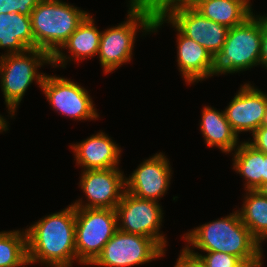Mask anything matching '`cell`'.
<instances>
[{
  "label": "cell",
  "instance_id": "9a60e30c",
  "mask_svg": "<svg viewBox=\"0 0 267 267\" xmlns=\"http://www.w3.org/2000/svg\"><path fill=\"white\" fill-rule=\"evenodd\" d=\"M266 108L267 94L245 83L241 85L224 113L237 135L246 131L253 134L260 127Z\"/></svg>",
  "mask_w": 267,
  "mask_h": 267
},
{
  "label": "cell",
  "instance_id": "d6986e66",
  "mask_svg": "<svg viewBox=\"0 0 267 267\" xmlns=\"http://www.w3.org/2000/svg\"><path fill=\"white\" fill-rule=\"evenodd\" d=\"M250 0H188L204 17L232 28L242 24L253 13Z\"/></svg>",
  "mask_w": 267,
  "mask_h": 267
},
{
  "label": "cell",
  "instance_id": "4fadbf2b",
  "mask_svg": "<svg viewBox=\"0 0 267 267\" xmlns=\"http://www.w3.org/2000/svg\"><path fill=\"white\" fill-rule=\"evenodd\" d=\"M164 22L170 23L177 31V63L185 82L198 83L214 76L212 54L193 39L183 35L159 10H156L154 15L153 32H157Z\"/></svg>",
  "mask_w": 267,
  "mask_h": 267
},
{
  "label": "cell",
  "instance_id": "5bb4252c",
  "mask_svg": "<svg viewBox=\"0 0 267 267\" xmlns=\"http://www.w3.org/2000/svg\"><path fill=\"white\" fill-rule=\"evenodd\" d=\"M169 165L168 158L161 152L144 160L129 178H125L126 191L135 197L159 202L171 181Z\"/></svg>",
  "mask_w": 267,
  "mask_h": 267
},
{
  "label": "cell",
  "instance_id": "4316f807",
  "mask_svg": "<svg viewBox=\"0 0 267 267\" xmlns=\"http://www.w3.org/2000/svg\"><path fill=\"white\" fill-rule=\"evenodd\" d=\"M252 135L253 139L248 142L257 150L267 154V127H259Z\"/></svg>",
  "mask_w": 267,
  "mask_h": 267
},
{
  "label": "cell",
  "instance_id": "8992f818",
  "mask_svg": "<svg viewBox=\"0 0 267 267\" xmlns=\"http://www.w3.org/2000/svg\"><path fill=\"white\" fill-rule=\"evenodd\" d=\"M260 53L261 24L252 14L242 24L229 28L221 51L214 58V74L247 71L260 65Z\"/></svg>",
  "mask_w": 267,
  "mask_h": 267
},
{
  "label": "cell",
  "instance_id": "6da1fadb",
  "mask_svg": "<svg viewBox=\"0 0 267 267\" xmlns=\"http://www.w3.org/2000/svg\"><path fill=\"white\" fill-rule=\"evenodd\" d=\"M28 263L46 266L72 267L77 261L75 249V207L71 204L64 210L49 214L28 229Z\"/></svg>",
  "mask_w": 267,
  "mask_h": 267
},
{
  "label": "cell",
  "instance_id": "7402d4cb",
  "mask_svg": "<svg viewBox=\"0 0 267 267\" xmlns=\"http://www.w3.org/2000/svg\"><path fill=\"white\" fill-rule=\"evenodd\" d=\"M241 210V221L253 237L262 244L267 238V197L257 190H247Z\"/></svg>",
  "mask_w": 267,
  "mask_h": 267
},
{
  "label": "cell",
  "instance_id": "7a4b0ae2",
  "mask_svg": "<svg viewBox=\"0 0 267 267\" xmlns=\"http://www.w3.org/2000/svg\"><path fill=\"white\" fill-rule=\"evenodd\" d=\"M183 237L188 243L183 249L195 247L202 251L224 252L241 261L256 258L263 251L261 244L241 221L238 210L196 227Z\"/></svg>",
  "mask_w": 267,
  "mask_h": 267
},
{
  "label": "cell",
  "instance_id": "30bf717a",
  "mask_svg": "<svg viewBox=\"0 0 267 267\" xmlns=\"http://www.w3.org/2000/svg\"><path fill=\"white\" fill-rule=\"evenodd\" d=\"M158 201L141 199L124 192L116 206L118 229L153 239L163 250L167 240L160 232L163 210Z\"/></svg>",
  "mask_w": 267,
  "mask_h": 267
},
{
  "label": "cell",
  "instance_id": "4dcf8cb0",
  "mask_svg": "<svg viewBox=\"0 0 267 267\" xmlns=\"http://www.w3.org/2000/svg\"><path fill=\"white\" fill-rule=\"evenodd\" d=\"M7 123L6 118L4 119V117L0 114V132L9 130Z\"/></svg>",
  "mask_w": 267,
  "mask_h": 267
},
{
  "label": "cell",
  "instance_id": "3957f363",
  "mask_svg": "<svg viewBox=\"0 0 267 267\" xmlns=\"http://www.w3.org/2000/svg\"><path fill=\"white\" fill-rule=\"evenodd\" d=\"M130 8L127 21L117 27L101 31L98 57L104 73L108 74L132 60L133 48L138 29L145 34L153 33V20L156 9L139 0L128 1Z\"/></svg>",
  "mask_w": 267,
  "mask_h": 267
},
{
  "label": "cell",
  "instance_id": "484cf974",
  "mask_svg": "<svg viewBox=\"0 0 267 267\" xmlns=\"http://www.w3.org/2000/svg\"><path fill=\"white\" fill-rule=\"evenodd\" d=\"M261 24V53L260 64L267 69V16L256 15Z\"/></svg>",
  "mask_w": 267,
  "mask_h": 267
},
{
  "label": "cell",
  "instance_id": "83f0119b",
  "mask_svg": "<svg viewBox=\"0 0 267 267\" xmlns=\"http://www.w3.org/2000/svg\"><path fill=\"white\" fill-rule=\"evenodd\" d=\"M180 252L181 253L174 267H204L197 257L190 255L184 249Z\"/></svg>",
  "mask_w": 267,
  "mask_h": 267
},
{
  "label": "cell",
  "instance_id": "2e32d148",
  "mask_svg": "<svg viewBox=\"0 0 267 267\" xmlns=\"http://www.w3.org/2000/svg\"><path fill=\"white\" fill-rule=\"evenodd\" d=\"M77 165L82 170L119 168L121 148L104 132L91 135L87 139L70 146Z\"/></svg>",
  "mask_w": 267,
  "mask_h": 267
},
{
  "label": "cell",
  "instance_id": "f1b7e54d",
  "mask_svg": "<svg viewBox=\"0 0 267 267\" xmlns=\"http://www.w3.org/2000/svg\"><path fill=\"white\" fill-rule=\"evenodd\" d=\"M263 252H261L256 258H251L248 260H243L239 262L235 267H262V257H263Z\"/></svg>",
  "mask_w": 267,
  "mask_h": 267
},
{
  "label": "cell",
  "instance_id": "d4e9b609",
  "mask_svg": "<svg viewBox=\"0 0 267 267\" xmlns=\"http://www.w3.org/2000/svg\"><path fill=\"white\" fill-rule=\"evenodd\" d=\"M40 0H0V13H20L31 16Z\"/></svg>",
  "mask_w": 267,
  "mask_h": 267
},
{
  "label": "cell",
  "instance_id": "f546056e",
  "mask_svg": "<svg viewBox=\"0 0 267 267\" xmlns=\"http://www.w3.org/2000/svg\"><path fill=\"white\" fill-rule=\"evenodd\" d=\"M141 3L149 5L150 7L158 10L160 9L165 3H171L175 1H184V0H139Z\"/></svg>",
  "mask_w": 267,
  "mask_h": 267
},
{
  "label": "cell",
  "instance_id": "cb8c5ba5",
  "mask_svg": "<svg viewBox=\"0 0 267 267\" xmlns=\"http://www.w3.org/2000/svg\"><path fill=\"white\" fill-rule=\"evenodd\" d=\"M184 250L190 255L197 257L204 267H235L241 262L238 257L224 252L203 251L207 254L202 255L192 249Z\"/></svg>",
  "mask_w": 267,
  "mask_h": 267
},
{
  "label": "cell",
  "instance_id": "e0dca14e",
  "mask_svg": "<svg viewBox=\"0 0 267 267\" xmlns=\"http://www.w3.org/2000/svg\"><path fill=\"white\" fill-rule=\"evenodd\" d=\"M100 37L101 32L97 29L93 17L89 14L61 47V49H67L71 55L67 57L61 52L63 50L59 49L52 56L51 65L64 68L66 62L71 61V59L75 61L96 56L99 52Z\"/></svg>",
  "mask_w": 267,
  "mask_h": 267
},
{
  "label": "cell",
  "instance_id": "5b68a950",
  "mask_svg": "<svg viewBox=\"0 0 267 267\" xmlns=\"http://www.w3.org/2000/svg\"><path fill=\"white\" fill-rule=\"evenodd\" d=\"M44 64L51 65L52 57L36 48L0 56V87L11 118L33 81L41 88L46 74L39 73L38 69Z\"/></svg>",
  "mask_w": 267,
  "mask_h": 267
},
{
  "label": "cell",
  "instance_id": "ffe728a7",
  "mask_svg": "<svg viewBox=\"0 0 267 267\" xmlns=\"http://www.w3.org/2000/svg\"><path fill=\"white\" fill-rule=\"evenodd\" d=\"M200 130L208 147H218L223 153H230L240 143L239 135L235 133L227 121L224 111L205 106L202 110Z\"/></svg>",
  "mask_w": 267,
  "mask_h": 267
},
{
  "label": "cell",
  "instance_id": "277c9868",
  "mask_svg": "<svg viewBox=\"0 0 267 267\" xmlns=\"http://www.w3.org/2000/svg\"><path fill=\"white\" fill-rule=\"evenodd\" d=\"M88 15L62 0H40L30 16L35 48L52 57Z\"/></svg>",
  "mask_w": 267,
  "mask_h": 267
},
{
  "label": "cell",
  "instance_id": "9c48e42d",
  "mask_svg": "<svg viewBox=\"0 0 267 267\" xmlns=\"http://www.w3.org/2000/svg\"><path fill=\"white\" fill-rule=\"evenodd\" d=\"M153 239L130 234L117 229L113 237L105 244L101 254L92 266L131 267L146 264L165 255Z\"/></svg>",
  "mask_w": 267,
  "mask_h": 267
},
{
  "label": "cell",
  "instance_id": "d6a6232c",
  "mask_svg": "<svg viewBox=\"0 0 267 267\" xmlns=\"http://www.w3.org/2000/svg\"><path fill=\"white\" fill-rule=\"evenodd\" d=\"M260 127H267V108H266L265 113L263 115Z\"/></svg>",
  "mask_w": 267,
  "mask_h": 267
},
{
  "label": "cell",
  "instance_id": "ac0fdd59",
  "mask_svg": "<svg viewBox=\"0 0 267 267\" xmlns=\"http://www.w3.org/2000/svg\"><path fill=\"white\" fill-rule=\"evenodd\" d=\"M4 55L23 53L35 49L30 16L20 13H0V49Z\"/></svg>",
  "mask_w": 267,
  "mask_h": 267
},
{
  "label": "cell",
  "instance_id": "52a82bcc",
  "mask_svg": "<svg viewBox=\"0 0 267 267\" xmlns=\"http://www.w3.org/2000/svg\"><path fill=\"white\" fill-rule=\"evenodd\" d=\"M117 229L116 209L75 208V249L79 264L91 265Z\"/></svg>",
  "mask_w": 267,
  "mask_h": 267
},
{
  "label": "cell",
  "instance_id": "44dd1931",
  "mask_svg": "<svg viewBox=\"0 0 267 267\" xmlns=\"http://www.w3.org/2000/svg\"><path fill=\"white\" fill-rule=\"evenodd\" d=\"M233 169L245 179V190H257L267 181V154L248 141L240 142L234 150Z\"/></svg>",
  "mask_w": 267,
  "mask_h": 267
},
{
  "label": "cell",
  "instance_id": "ba28073f",
  "mask_svg": "<svg viewBox=\"0 0 267 267\" xmlns=\"http://www.w3.org/2000/svg\"><path fill=\"white\" fill-rule=\"evenodd\" d=\"M183 35L199 43L215 58L229 28L204 17L188 1L165 3L158 9Z\"/></svg>",
  "mask_w": 267,
  "mask_h": 267
},
{
  "label": "cell",
  "instance_id": "603a6c76",
  "mask_svg": "<svg viewBox=\"0 0 267 267\" xmlns=\"http://www.w3.org/2000/svg\"><path fill=\"white\" fill-rule=\"evenodd\" d=\"M30 265L27 257V235L21 230L0 232V267Z\"/></svg>",
  "mask_w": 267,
  "mask_h": 267
},
{
  "label": "cell",
  "instance_id": "8fae6325",
  "mask_svg": "<svg viewBox=\"0 0 267 267\" xmlns=\"http://www.w3.org/2000/svg\"><path fill=\"white\" fill-rule=\"evenodd\" d=\"M51 107L74 120H95L99 115L88 91L65 77L45 75L41 85Z\"/></svg>",
  "mask_w": 267,
  "mask_h": 267
},
{
  "label": "cell",
  "instance_id": "1f68e13d",
  "mask_svg": "<svg viewBox=\"0 0 267 267\" xmlns=\"http://www.w3.org/2000/svg\"><path fill=\"white\" fill-rule=\"evenodd\" d=\"M263 196L267 197V181L262 183V185L257 189Z\"/></svg>",
  "mask_w": 267,
  "mask_h": 267
},
{
  "label": "cell",
  "instance_id": "836d02e7",
  "mask_svg": "<svg viewBox=\"0 0 267 267\" xmlns=\"http://www.w3.org/2000/svg\"><path fill=\"white\" fill-rule=\"evenodd\" d=\"M46 267H63V266H46Z\"/></svg>",
  "mask_w": 267,
  "mask_h": 267
},
{
  "label": "cell",
  "instance_id": "7c38bea8",
  "mask_svg": "<svg viewBox=\"0 0 267 267\" xmlns=\"http://www.w3.org/2000/svg\"><path fill=\"white\" fill-rule=\"evenodd\" d=\"M119 168L83 170L79 185L87 203L78 199L75 208L116 209L126 191L125 175Z\"/></svg>",
  "mask_w": 267,
  "mask_h": 267
}]
</instances>
